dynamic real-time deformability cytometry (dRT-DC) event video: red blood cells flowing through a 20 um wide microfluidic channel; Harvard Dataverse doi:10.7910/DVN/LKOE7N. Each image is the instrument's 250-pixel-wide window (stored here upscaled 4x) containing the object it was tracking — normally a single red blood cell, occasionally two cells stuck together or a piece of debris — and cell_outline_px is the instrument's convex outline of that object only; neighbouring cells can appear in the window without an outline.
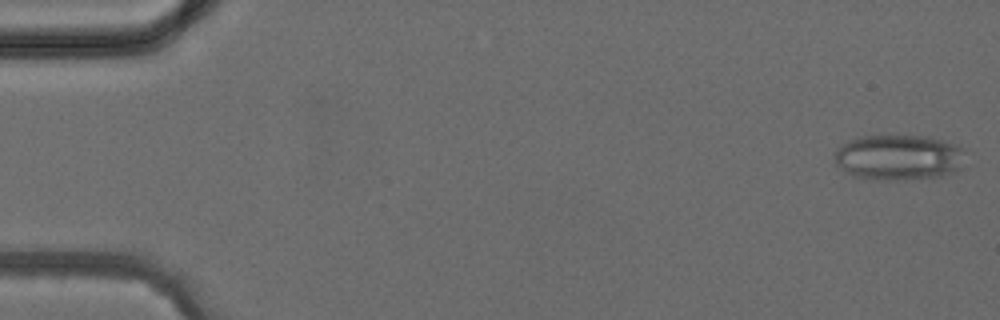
{"species": "common noctule bat (a hibernating species)", "species_latin": "Nyctalus noctula", "temperature_condition": "cold", "stored_images_in_passage": 5, "camera_frame_rate_fps": 3000, "um_per_image_px": 0.085, "animal": {"sex": "female", "body_mass_g": 24.6, "forearm_length_mm": 56.2}, "frame": {"image": 1, "passage_image": 1, "time_ms": 0.0, "image_size_px": [1000, 320], "cell_outline_px": [[960, 168], [952, 172], [940, 176], [892, 180], [888, 180], [852, 176], [836, 164], [836, 148], [840, 144], [848, 140], [864, 136], [928, 136], [944, 140], [960, 148]], "centroid_in_image_um": [76.31, 13.36], "position_along_channel_um": 8.7, "area_um2": 33.93}}